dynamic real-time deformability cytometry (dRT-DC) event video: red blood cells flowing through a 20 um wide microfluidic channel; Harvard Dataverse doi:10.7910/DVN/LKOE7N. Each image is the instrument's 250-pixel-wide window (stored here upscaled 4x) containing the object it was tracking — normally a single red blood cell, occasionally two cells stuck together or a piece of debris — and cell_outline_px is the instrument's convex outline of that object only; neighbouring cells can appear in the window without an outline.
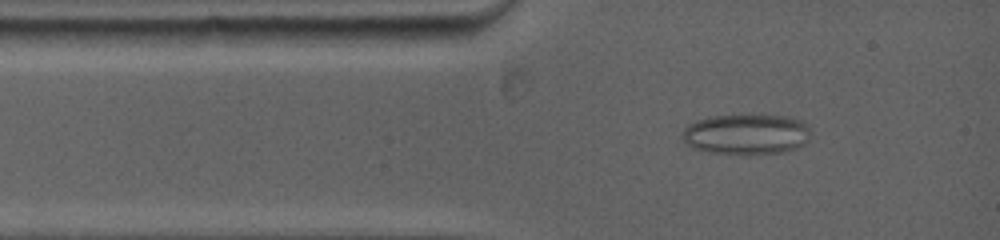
{"species": "common noctule bat (a hibernating species)", "species_latin": "Nyctalus noctula", "temperature_condition": "warm", "stored_images_in_passage": 22, "camera_frame_rate_fps": 5000, "um_per_image_px": 0.085, "animal": {"sex": "female", "body_mass_g": 19.0, "forearm_length_mm": 53.3}, "frame": {"image": 1, "passage_image": 1, "time_ms": 0.0, "image_size_px": [1000, 240], "cell_outline_px": [[808, 140], [804, 144], [796, 148], [784, 152], [708, 152], [684, 144], [680, 136], [684, 128], [688, 124], [696, 120], [712, 116], [788, 116], [804, 120], [808, 124]], "centroid_in_image_um": [63.42, 11.38], "position_along_channel_um": 21.6, "area_um2": 29.71}}
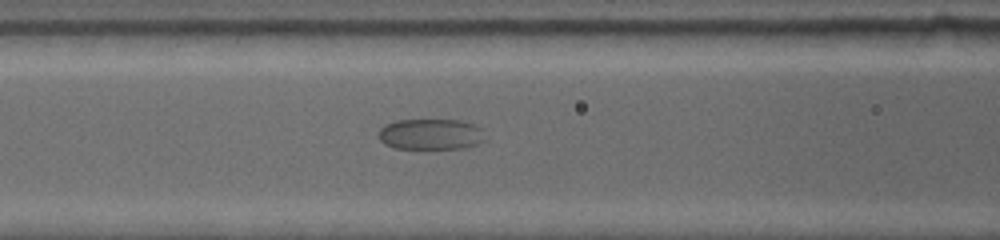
{"frame": {"image": 2, "passage_image": 10, "time_ms": 3.4, "image_size_px": [1000, 240], "cell_outline_px": [[488, 140], [464, 148], [396, 148], [384, 144], [376, 136], [380, 128], [384, 124], [396, 120], [460, 120], [476, 124], [484, 128]], "centroid_in_image_um": [36.66, 11.4], "position_along_channel_um": 129.9, "area_um2": 19.65}}
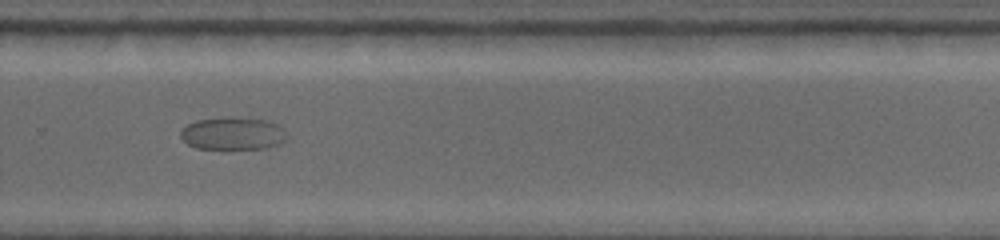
{"frame": {"image": 3, "passage_image": 21, "time_ms": 8.4, "image_size_px": [1000, 240], "cell_outline_px": [[288, 140], [264, 148], [196, 148], [188, 144], [180, 136], [180, 132], [188, 124], [200, 120], [260, 120], [272, 124]], "centroid_in_image_um": [19.68, 11.41], "position_along_channel_um": 310.1, "area_um2": 18.38}}